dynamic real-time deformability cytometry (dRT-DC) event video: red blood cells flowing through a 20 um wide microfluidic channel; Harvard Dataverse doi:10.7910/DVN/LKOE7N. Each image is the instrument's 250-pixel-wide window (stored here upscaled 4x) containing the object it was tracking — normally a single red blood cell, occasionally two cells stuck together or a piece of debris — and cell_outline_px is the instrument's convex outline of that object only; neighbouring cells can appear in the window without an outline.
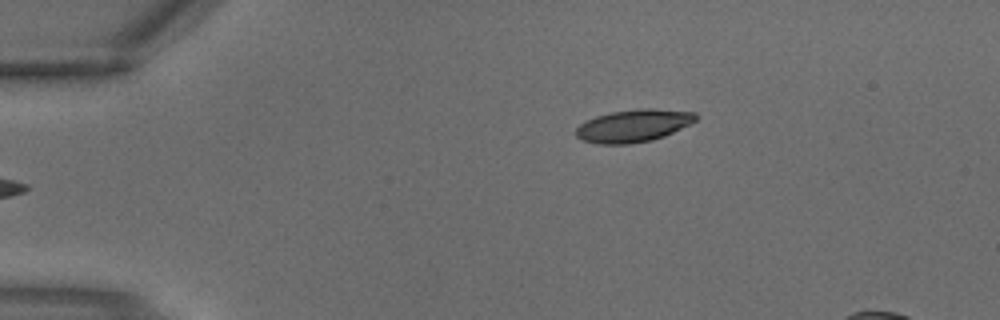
{"species": "common noctule bat (a hibernating species)", "species_latin": "Nyctalus noctula", "temperature_condition": "warm", "stored_images_in_passage": 3, "camera_frame_rate_fps": 3000, "um_per_image_px": 0.085, "animal": {"sex": "male", "body_mass_g": 18.8}, "frame": {"image": 1, "passage_image": 3, "time_ms": 0.667, "image_size_px": [1000, 320], "cell_outline_px": [[700, 116], [696, 120], [664, 136], [652, 140], [628, 144], [596, 144], [584, 140], [576, 136], [576, 128], [580, 124], [596, 116], [612, 112], [636, 108], [652, 108], [696, 112]], "centroid_in_image_um": [53.86, 10.67], "position_along_channel_um": 31.1, "area_um2": 22.66}}